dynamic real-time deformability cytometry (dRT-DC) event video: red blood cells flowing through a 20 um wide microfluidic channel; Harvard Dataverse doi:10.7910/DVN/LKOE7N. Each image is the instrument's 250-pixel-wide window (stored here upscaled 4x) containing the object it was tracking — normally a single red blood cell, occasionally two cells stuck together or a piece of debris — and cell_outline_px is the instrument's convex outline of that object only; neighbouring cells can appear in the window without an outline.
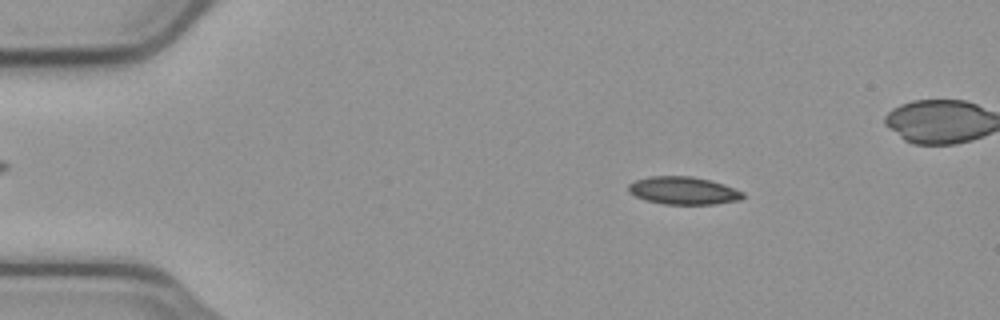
{"species": "common noctule bat (a hibernating species)", "species_latin": "Nyctalus noctula", "temperature_condition": "cold", "stored_images_in_passage": 49, "camera_frame_rate_fps": 3000, "um_per_image_px": 0.085, "animal": {"sex": "male", "body_mass_g": 23.1, "forearm_length_mm": 52.7}, "frame": {"image": 1, "passage_image": 7, "time_ms": 2.0, "image_size_px": [1000, 320], "cell_outline_px": [[744, 196], [740, 200], [716, 204], [664, 204], [644, 200], [628, 192], [628, 184], [636, 180], [648, 176], [692, 176], [712, 180], [724, 184], [744, 192]], "centroid_in_image_um": [58.09, 16.2], "position_along_channel_um": 26.9, "area_um2": 18.67}}
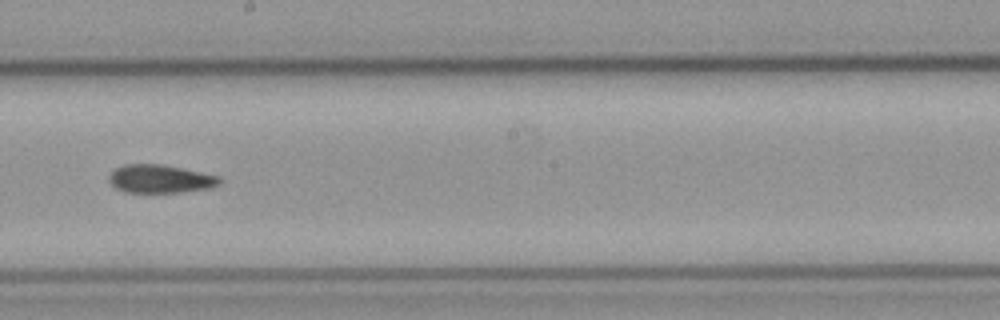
{"frame": {"image": 2, "passage_image": 29, "time_ms": 9.333, "image_size_px": [1000, 320], "cell_outline_px": [[220, 184], [208, 188], [180, 192], [128, 192], [116, 188], [108, 180], [108, 176], [116, 168], [124, 164], [164, 164], [220, 176]], "centroid_in_image_um": [13.61, 15.19], "position_along_channel_um": 234.6, "area_um2": 18.09}}
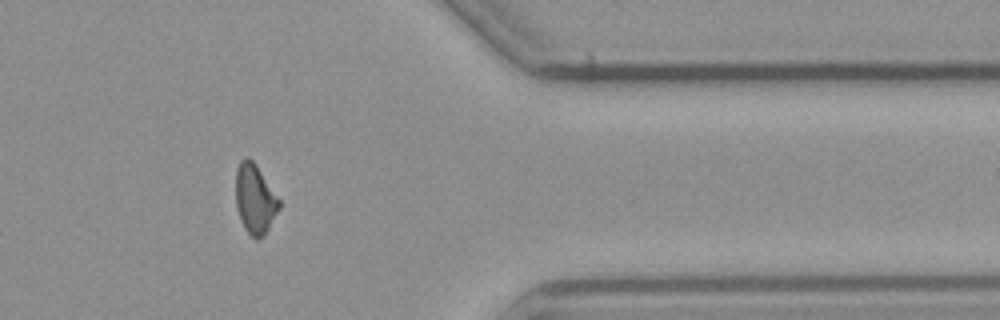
{"frame": {"image": 3, "passage_image": 43, "time_ms": 14.0, "image_size_px": [1000, 320], "cell_outline_px": [[280, 208], [264, 236], [260, 240], [256, 240], [244, 228], [240, 220], [236, 208], [236, 168], [240, 160], [244, 156], [248, 156], [256, 164], [280, 200]], "centroid_in_image_um": [21.66, 16.91], "position_along_channel_um": 389.7, "area_um2": 17.8}}